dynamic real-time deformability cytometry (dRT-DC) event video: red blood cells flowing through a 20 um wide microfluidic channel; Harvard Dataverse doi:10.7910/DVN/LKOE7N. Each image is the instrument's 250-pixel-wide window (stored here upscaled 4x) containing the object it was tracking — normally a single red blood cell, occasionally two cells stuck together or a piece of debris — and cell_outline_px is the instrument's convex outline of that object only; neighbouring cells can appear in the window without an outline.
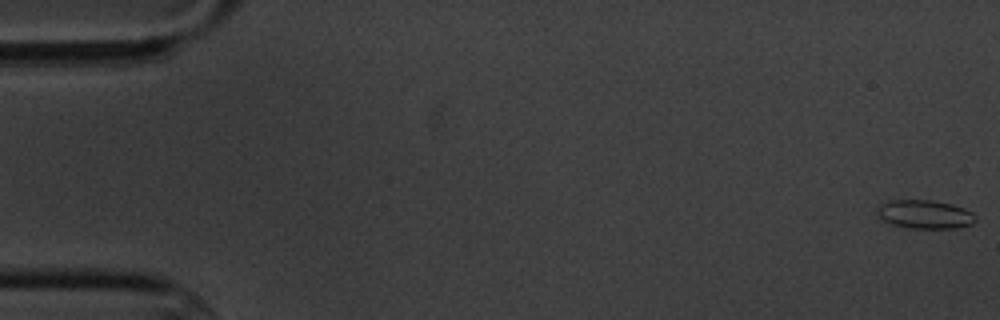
{"species": "common noctule bat (a hibernating species)", "species_latin": "Nyctalus noctula", "temperature_condition": "cold", "stored_images_in_passage": 4, "camera_frame_rate_fps": 3000, "um_per_image_px": 0.085, "animal": {"sex": "male", "body_mass_g": 20.1, "forearm_length_mm": 53.5}, "frame": {"image": 1, "passage_image": 1, "time_ms": 0.0, "image_size_px": [1000, 320], "cell_outline_px": [[976, 220], [972, 224], [956, 228], [908, 228], [892, 224], [884, 220], [876, 212], [876, 208], [880, 204], [888, 200], [932, 200], [952, 204], [964, 208], [972, 212], [976, 216]], "centroid_in_image_um": [78.61, 18.21], "position_along_channel_um": 6.4, "area_um2": 16.47}}